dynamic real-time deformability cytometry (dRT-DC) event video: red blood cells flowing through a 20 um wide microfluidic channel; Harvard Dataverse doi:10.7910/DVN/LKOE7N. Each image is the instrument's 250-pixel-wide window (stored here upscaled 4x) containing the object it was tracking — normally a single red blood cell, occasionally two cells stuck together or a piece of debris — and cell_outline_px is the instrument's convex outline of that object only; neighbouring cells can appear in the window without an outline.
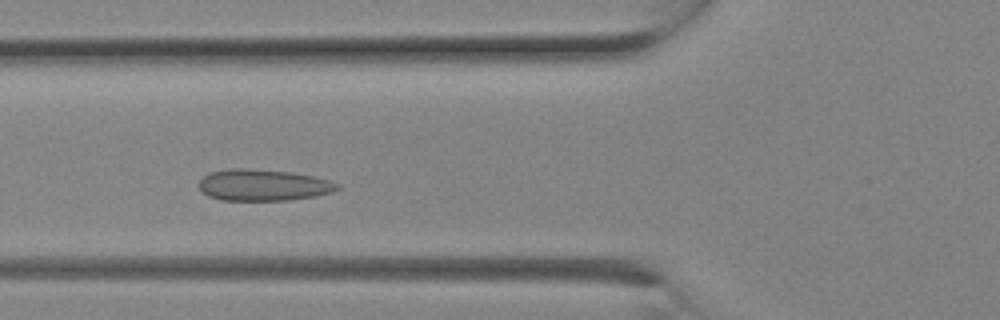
{"species": "Egyptian fruit bat (a non-hibernating species)", "species_latin": "Rousettus aegyptiacus", "temperature_condition": "room temperature", "stored_images_in_passage": 4, "camera_frame_rate_fps": 3000, "um_per_image_px": 0.085, "animal": {"sex": "female"}, "frame": {"image": 1, "passage_image": 4, "time_ms": 1.0, "image_size_px": [1000, 320], "cell_outline_px": [[340, 188], [332, 192], [316, 196], [288, 200], [224, 200], [208, 196], [200, 188], [200, 180], [208, 172], [232, 168], [244, 168], [292, 172], [312, 176], [328, 180], [340, 184]], "centroid_in_image_um": [22.39, 15.73], "position_along_channel_um": 103.4, "area_um2": 25.26}}